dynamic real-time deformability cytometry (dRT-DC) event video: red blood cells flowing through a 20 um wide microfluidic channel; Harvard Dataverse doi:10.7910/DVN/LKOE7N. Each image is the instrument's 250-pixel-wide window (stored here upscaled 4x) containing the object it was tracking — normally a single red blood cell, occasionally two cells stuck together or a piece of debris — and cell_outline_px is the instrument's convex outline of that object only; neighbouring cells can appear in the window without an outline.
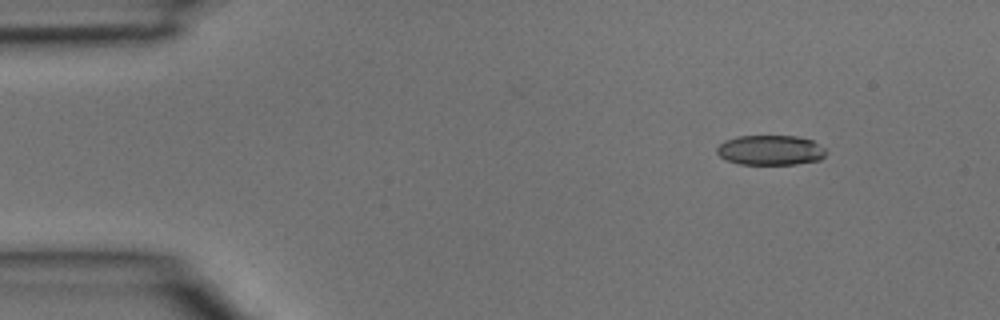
{"species": "common noctule bat (a hibernating species)", "species_latin": "Nyctalus noctula", "temperature_condition": "room temperature", "stored_images_in_passage": 4, "segment_of_instrument_passage": [1, 2], "camera_frame_rate_fps": 3000, "um_per_image_px": 0.085, "animal": {"sex": "male", "body_mass_g": 15.6}, "frame": {"image": 1, "passage_image": 1, "time_ms": 0.0, "image_size_px": [1000, 320], "cell_outline_px": [[828, 152], [820, 160], [796, 164], [740, 164], [728, 160], [720, 156], [716, 152], [716, 148], [724, 140], [736, 136], [796, 136], [812, 140], [824, 148]], "centroid_in_image_um": [65.49, 12.76], "position_along_channel_um": 19.5, "area_um2": 19.07}}